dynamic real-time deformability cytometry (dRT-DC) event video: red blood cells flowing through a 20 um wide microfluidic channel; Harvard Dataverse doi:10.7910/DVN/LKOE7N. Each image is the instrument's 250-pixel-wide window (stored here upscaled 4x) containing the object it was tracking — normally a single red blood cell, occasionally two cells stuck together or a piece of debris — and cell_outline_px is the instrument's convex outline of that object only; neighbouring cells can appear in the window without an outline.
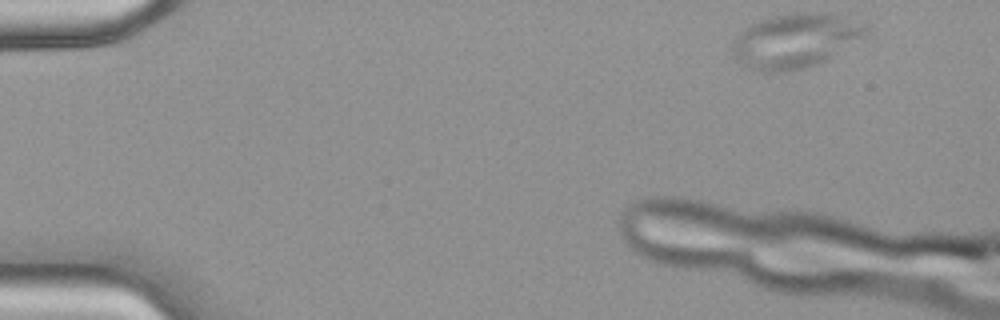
{"species": "common noctule bat (a hibernating species)", "species_latin": "Nyctalus noctula", "temperature_condition": "warm", "stored_images_in_passage": 41, "camera_frame_rate_fps": 3000, "um_per_image_px": 0.085, "animal": {"sex": "female", "body_mass_g": 18.4}, "frame": {"image": 1, "passage_image": 1, "time_ms": 0.0, "image_size_px": [1000, 320], "cell_outline_px": [[868, 32], [824, 60], [808, 68], [784, 72], [760, 72], [748, 68], [740, 64], [732, 56], [732, 44], [744, 28], [752, 24], [776, 16], [796, 12], [828, 12], [868, 20]], "centroid_in_image_um": [67.62, 3.44], "position_along_channel_um": 17.4, "area_um2": 42.48}}